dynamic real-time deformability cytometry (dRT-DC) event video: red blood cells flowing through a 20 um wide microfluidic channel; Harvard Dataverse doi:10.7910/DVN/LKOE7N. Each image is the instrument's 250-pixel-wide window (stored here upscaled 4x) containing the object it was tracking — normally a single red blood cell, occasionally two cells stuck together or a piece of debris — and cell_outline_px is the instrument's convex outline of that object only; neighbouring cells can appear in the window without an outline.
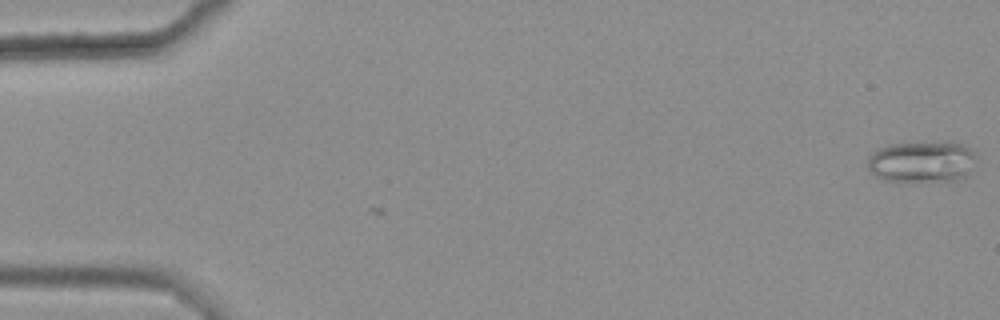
{"species": "common noctule bat (a hibernating species)", "species_latin": "Nyctalus noctula", "temperature_condition": "warm", "stored_images_in_passage": 2, "camera_frame_rate_fps": 3000, "um_per_image_px": 0.085, "animal": {"sex": "female", "body_mass_g": 25.1}, "frame": {"image": 1, "passage_image": 2, "time_ms": 0.333, "image_size_px": [1000, 320], "cell_outline_px": [[976, 160], [964, 176], [956, 180], [884, 180], [876, 176], [868, 168], [868, 156], [872, 152], [888, 144], [964, 144], [976, 156]], "centroid_in_image_um": [78.31, 13.76], "position_along_channel_um": 6.7, "area_um2": 25.09}}